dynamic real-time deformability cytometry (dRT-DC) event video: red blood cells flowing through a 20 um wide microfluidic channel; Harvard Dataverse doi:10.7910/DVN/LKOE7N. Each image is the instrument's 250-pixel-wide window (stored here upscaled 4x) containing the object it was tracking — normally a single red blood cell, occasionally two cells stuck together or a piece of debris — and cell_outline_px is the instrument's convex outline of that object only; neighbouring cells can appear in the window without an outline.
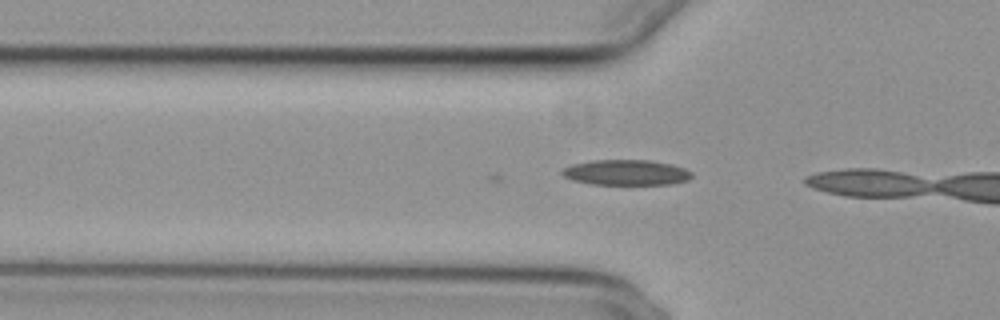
{"species": "common noctule bat (a hibernating species)", "species_latin": "Nyctalus noctula", "temperature_condition": "cold", "stored_images_in_passage": 10, "camera_frame_rate_fps": 3000, "um_per_image_px": 0.085, "animal": {"sex": "female", "body_mass_g": 29.2, "forearm_length_mm": 56.3}, "frame": {"image": 1, "passage_image": 2, "time_ms": 0.333, "image_size_px": [1000, 320], "cell_outline_px": [[692, 176], [688, 180], [672, 184], [592, 184], [572, 180], [564, 176], [560, 172], [564, 168], [572, 164], [592, 160], [648, 160], [672, 164], [684, 168], [692, 172]], "centroid_in_image_um": [53.23, 14.66], "position_along_channel_um": 72.6, "area_um2": 19.19}}
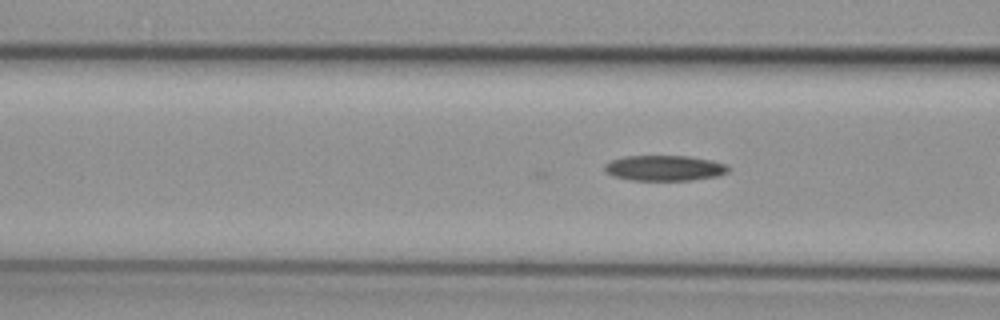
{"frame": {"image": 2, "passage_image": 5, "time_ms": 1.333, "image_size_px": [1000, 320], "cell_outline_px": [[728, 172], [716, 176], [692, 180], [632, 180], [612, 176], [604, 172], [604, 164], [612, 160], [624, 156], [688, 156], [712, 160], [728, 164]], "centroid_in_image_um": [56.46, 14.28], "position_along_channel_um": 110.1, "area_um2": 18.44}}
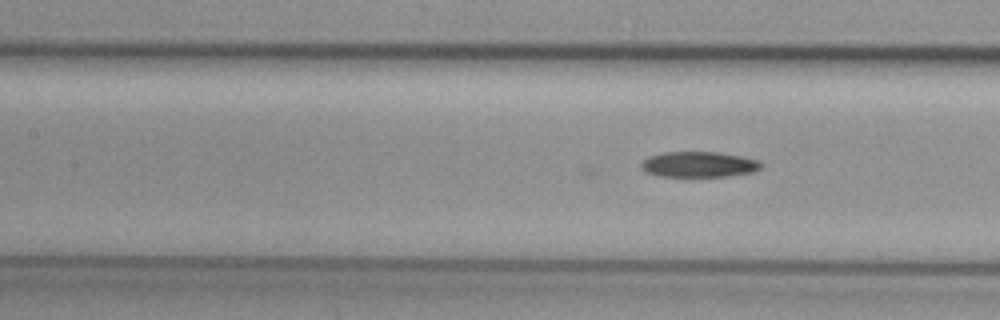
{"frame": {"image": 3, "passage_image": 8, "time_ms": 2.333, "image_size_px": [1000, 320], "cell_outline_px": [[764, 164], [760, 168], [752, 172], [728, 176], [656, 176], [648, 172], [640, 164], [648, 156], [664, 152], [720, 152], [744, 156], [760, 160]], "centroid_in_image_um": [59.46, 13.96], "position_along_channel_um": 147.9, "area_um2": 17.92}}